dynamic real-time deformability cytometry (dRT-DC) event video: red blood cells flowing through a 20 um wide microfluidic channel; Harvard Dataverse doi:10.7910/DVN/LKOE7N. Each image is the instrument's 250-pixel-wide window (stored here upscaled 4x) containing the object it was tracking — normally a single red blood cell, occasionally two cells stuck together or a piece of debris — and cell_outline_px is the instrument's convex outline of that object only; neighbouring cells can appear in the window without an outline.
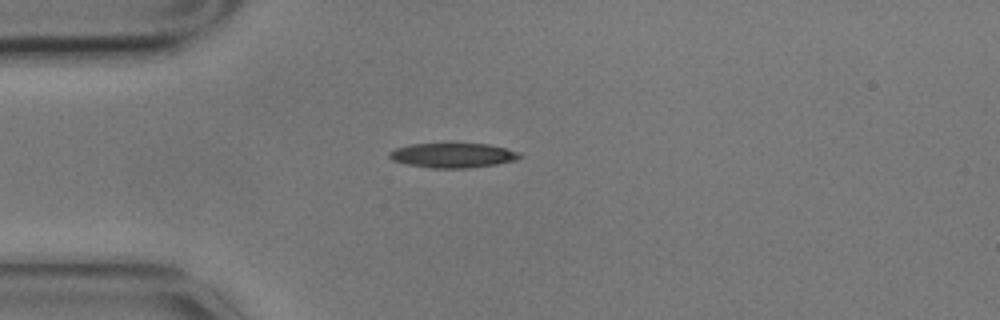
{"species": "common noctule bat (a hibernating species)", "species_latin": "Nyctalus noctula", "temperature_condition": "cold", "stored_images_in_passage": 1, "camera_frame_rate_fps": 3000, "um_per_image_px": 0.085, "animal": {"sex": "male", "body_mass_g": 17.9}, "frame": {"image": 1, "passage_image": 1, "time_ms": 0.0, "image_size_px": [1000, 320], "cell_outline_px": [[524, 156], [516, 160], [496, 164], [468, 168], [432, 168], [404, 164], [392, 160], [388, 156], [388, 152], [396, 148], [412, 144], [448, 140], [452, 140], [488, 144], [520, 152]], "centroid_in_image_um": [38.47, 13.15], "position_along_channel_um": 46.5, "area_um2": 19.88}}